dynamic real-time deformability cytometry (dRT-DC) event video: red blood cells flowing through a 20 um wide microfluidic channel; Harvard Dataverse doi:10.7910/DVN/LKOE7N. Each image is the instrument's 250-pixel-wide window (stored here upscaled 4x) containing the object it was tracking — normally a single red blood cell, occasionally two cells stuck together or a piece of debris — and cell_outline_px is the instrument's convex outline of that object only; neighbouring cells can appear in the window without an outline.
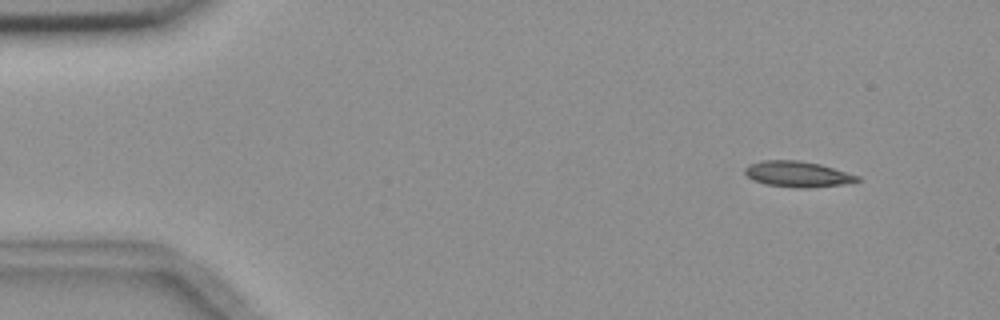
{"species": "common noctule bat (a hibernating species)", "species_latin": "Nyctalus noctula", "temperature_condition": "room temperature", "stored_images_in_passage": 3, "camera_frame_rate_fps": 3000, "um_per_image_px": 0.085, "animal": {"sex": "female", "body_mass_g": 18.4}, "frame": {"image": 1, "passage_image": 1, "time_ms": 0.0, "image_size_px": [1000, 320], "cell_outline_px": [[860, 180], [852, 184], [808, 188], [796, 188], [764, 184], [752, 180], [744, 172], [744, 168], [748, 164], [764, 160], [800, 160], [820, 164], [860, 176]], "centroid_in_image_um": [67.82, 14.81], "position_along_channel_um": 17.2, "area_um2": 17.22}}
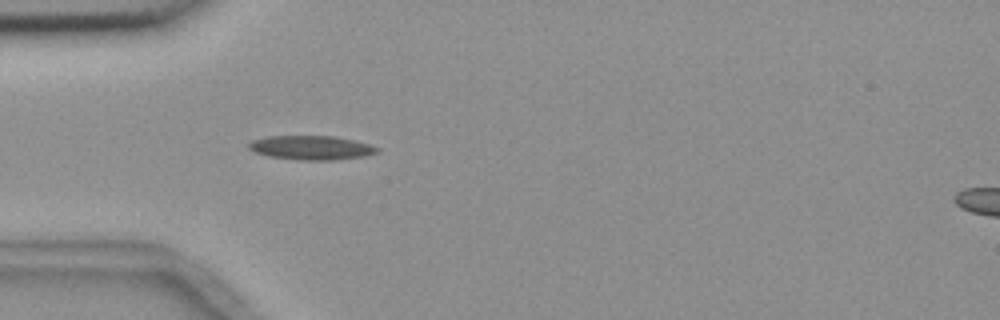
{"frame": {"image": 2, "passage_image": 3, "time_ms": 3.667, "image_size_px": [1000, 320], "cell_outline_px": [[380, 152], [364, 156], [336, 160], [300, 160], [268, 156], [256, 152], [248, 148], [248, 144], [252, 140], [268, 136], [332, 136], [352, 140], [368, 144], [380, 148]], "centroid_in_image_um": [26.47, 12.56], "position_along_channel_um": 58.5, "area_um2": 17.98}}